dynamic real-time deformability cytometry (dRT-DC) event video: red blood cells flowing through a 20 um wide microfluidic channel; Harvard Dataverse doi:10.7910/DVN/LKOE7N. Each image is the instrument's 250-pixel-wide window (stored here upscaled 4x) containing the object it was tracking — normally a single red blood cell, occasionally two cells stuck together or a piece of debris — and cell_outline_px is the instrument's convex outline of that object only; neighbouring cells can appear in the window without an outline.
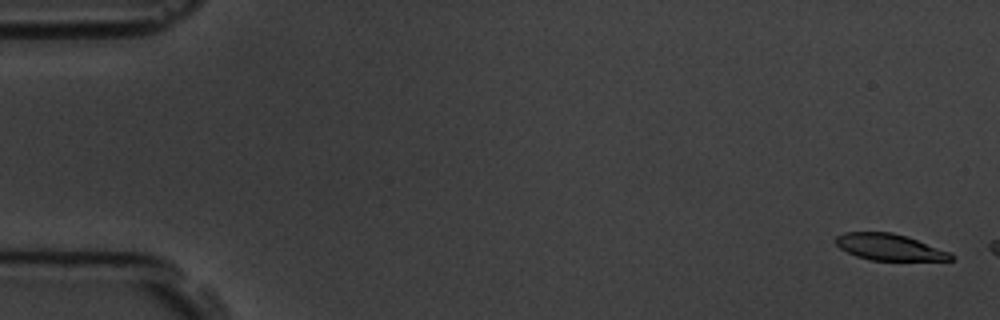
{"species": "common noctule bat (a hibernating species)", "species_latin": "Nyctalus noctula", "temperature_condition": "room temperature", "stored_images_in_passage": 2, "camera_frame_rate_fps": 3000, "um_per_image_px": 0.085, "animal": {"sex": "male", "body_mass_g": 19.5, "forearm_length_mm": 54.6}, "frame": {"image": 1, "passage_image": 1, "time_ms": 0.0, "image_size_px": [1000, 320], "cell_outline_px": [[956, 256], [952, 260], [872, 260], [856, 256], [840, 248], [836, 244], [836, 236], [844, 232], [892, 232], [908, 236], [948, 252]], "centroid_in_image_um": [75.58, 20.99], "position_along_channel_um": 9.4, "area_um2": 17.57}}